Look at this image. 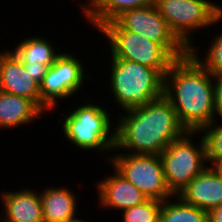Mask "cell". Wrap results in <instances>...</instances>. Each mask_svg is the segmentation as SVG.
<instances>
[{"mask_svg":"<svg viewBox=\"0 0 222 222\" xmlns=\"http://www.w3.org/2000/svg\"><path fill=\"white\" fill-rule=\"evenodd\" d=\"M99 30H129L161 44L176 60L186 57L189 49L172 32L154 4L124 11Z\"/></svg>","mask_w":222,"mask_h":222,"instance_id":"ba28073f","label":"cell"},{"mask_svg":"<svg viewBox=\"0 0 222 222\" xmlns=\"http://www.w3.org/2000/svg\"><path fill=\"white\" fill-rule=\"evenodd\" d=\"M199 132L205 142L208 166H211L217 159L222 158V124L213 122Z\"/></svg>","mask_w":222,"mask_h":222,"instance_id":"7402d4cb","label":"cell"},{"mask_svg":"<svg viewBox=\"0 0 222 222\" xmlns=\"http://www.w3.org/2000/svg\"><path fill=\"white\" fill-rule=\"evenodd\" d=\"M208 222H222V205L214 207L207 212Z\"/></svg>","mask_w":222,"mask_h":222,"instance_id":"d4e9b609","label":"cell"},{"mask_svg":"<svg viewBox=\"0 0 222 222\" xmlns=\"http://www.w3.org/2000/svg\"><path fill=\"white\" fill-rule=\"evenodd\" d=\"M196 136L198 141L195 140ZM160 157L166 184L174 196L208 166L205 142L199 131H186L180 138L173 140Z\"/></svg>","mask_w":222,"mask_h":222,"instance_id":"8992f818","label":"cell"},{"mask_svg":"<svg viewBox=\"0 0 222 222\" xmlns=\"http://www.w3.org/2000/svg\"><path fill=\"white\" fill-rule=\"evenodd\" d=\"M113 152L110 165L148 199L163 202L174 196L166 184L160 155Z\"/></svg>","mask_w":222,"mask_h":222,"instance_id":"30bf717a","label":"cell"},{"mask_svg":"<svg viewBox=\"0 0 222 222\" xmlns=\"http://www.w3.org/2000/svg\"><path fill=\"white\" fill-rule=\"evenodd\" d=\"M211 167L213 168V170L222 177V158L221 159H217L212 165Z\"/></svg>","mask_w":222,"mask_h":222,"instance_id":"484cf974","label":"cell"},{"mask_svg":"<svg viewBox=\"0 0 222 222\" xmlns=\"http://www.w3.org/2000/svg\"><path fill=\"white\" fill-rule=\"evenodd\" d=\"M81 17L97 31L106 23L114 21L124 11L154 4V0H87L79 1ZM82 3V4H81Z\"/></svg>","mask_w":222,"mask_h":222,"instance_id":"e0dca14e","label":"cell"},{"mask_svg":"<svg viewBox=\"0 0 222 222\" xmlns=\"http://www.w3.org/2000/svg\"><path fill=\"white\" fill-rule=\"evenodd\" d=\"M111 174L102 176L94 186L97 189L98 206L102 210L124 211L142 204L148 198L130 181L111 166Z\"/></svg>","mask_w":222,"mask_h":222,"instance_id":"8fae6325","label":"cell"},{"mask_svg":"<svg viewBox=\"0 0 222 222\" xmlns=\"http://www.w3.org/2000/svg\"><path fill=\"white\" fill-rule=\"evenodd\" d=\"M107 63L106 86L113 95L111 102L114 100L115 108L117 105L118 109L128 111L164 95V76L158 70L125 59H108Z\"/></svg>","mask_w":222,"mask_h":222,"instance_id":"277c9868","label":"cell"},{"mask_svg":"<svg viewBox=\"0 0 222 222\" xmlns=\"http://www.w3.org/2000/svg\"><path fill=\"white\" fill-rule=\"evenodd\" d=\"M26 71H29L30 76L40 85L43 77L47 74L50 66L45 64L35 65L31 63H23Z\"/></svg>","mask_w":222,"mask_h":222,"instance_id":"cb8c5ba5","label":"cell"},{"mask_svg":"<svg viewBox=\"0 0 222 222\" xmlns=\"http://www.w3.org/2000/svg\"><path fill=\"white\" fill-rule=\"evenodd\" d=\"M164 96L187 131L213 123L215 77L190 53L176 60L164 76Z\"/></svg>","mask_w":222,"mask_h":222,"instance_id":"7a4b0ae2","label":"cell"},{"mask_svg":"<svg viewBox=\"0 0 222 222\" xmlns=\"http://www.w3.org/2000/svg\"><path fill=\"white\" fill-rule=\"evenodd\" d=\"M31 188L0 192V222H44L40 192Z\"/></svg>","mask_w":222,"mask_h":222,"instance_id":"4fadbf2b","label":"cell"},{"mask_svg":"<svg viewBox=\"0 0 222 222\" xmlns=\"http://www.w3.org/2000/svg\"><path fill=\"white\" fill-rule=\"evenodd\" d=\"M219 29L220 34L217 33V30H212L215 33L210 39L211 42H208L210 44L209 47L207 45L205 47L204 56L201 54L203 52L199 51L200 47H197L198 43L189 51V53L214 77L222 75V29L220 27Z\"/></svg>","mask_w":222,"mask_h":222,"instance_id":"ffe728a7","label":"cell"},{"mask_svg":"<svg viewBox=\"0 0 222 222\" xmlns=\"http://www.w3.org/2000/svg\"><path fill=\"white\" fill-rule=\"evenodd\" d=\"M64 185L61 187L46 185L42 191L40 190L44 222H67L79 214L77 208L80 198L72 188Z\"/></svg>","mask_w":222,"mask_h":222,"instance_id":"9a60e30c","label":"cell"},{"mask_svg":"<svg viewBox=\"0 0 222 222\" xmlns=\"http://www.w3.org/2000/svg\"><path fill=\"white\" fill-rule=\"evenodd\" d=\"M43 115L45 113L32 100L0 90L1 130L30 126V123L45 117Z\"/></svg>","mask_w":222,"mask_h":222,"instance_id":"2e32d148","label":"cell"},{"mask_svg":"<svg viewBox=\"0 0 222 222\" xmlns=\"http://www.w3.org/2000/svg\"><path fill=\"white\" fill-rule=\"evenodd\" d=\"M162 201L147 199L142 204L125 209L119 215L123 222H159Z\"/></svg>","mask_w":222,"mask_h":222,"instance_id":"44dd1931","label":"cell"},{"mask_svg":"<svg viewBox=\"0 0 222 222\" xmlns=\"http://www.w3.org/2000/svg\"><path fill=\"white\" fill-rule=\"evenodd\" d=\"M177 196L206 212L222 205V177L207 166Z\"/></svg>","mask_w":222,"mask_h":222,"instance_id":"5bb4252c","label":"cell"},{"mask_svg":"<svg viewBox=\"0 0 222 222\" xmlns=\"http://www.w3.org/2000/svg\"><path fill=\"white\" fill-rule=\"evenodd\" d=\"M10 50L0 51V90L32 100L41 109L40 85Z\"/></svg>","mask_w":222,"mask_h":222,"instance_id":"7c38bea8","label":"cell"},{"mask_svg":"<svg viewBox=\"0 0 222 222\" xmlns=\"http://www.w3.org/2000/svg\"><path fill=\"white\" fill-rule=\"evenodd\" d=\"M76 55L63 50L43 77L40 84V96L41 110L45 114L49 115L51 113L52 115L55 113L54 109L58 108L59 102L63 103V100H68L69 102L71 98L74 99L73 96L80 95L82 90L84 92L85 81H93L90 79L93 75L90 76V72L87 71V68L85 69V63L82 62V58ZM79 92L80 94H78Z\"/></svg>","mask_w":222,"mask_h":222,"instance_id":"52a82bcc","label":"cell"},{"mask_svg":"<svg viewBox=\"0 0 222 222\" xmlns=\"http://www.w3.org/2000/svg\"><path fill=\"white\" fill-rule=\"evenodd\" d=\"M82 99H84L82 104H74L76 105L74 108H68L70 110L67 115L62 113L64 117L58 119L62 131L59 132L62 134L64 132L63 138L71 143L70 146L73 145L82 151H94L97 154L99 152L109 161L111 152L113 153L115 149L114 115L110 114L109 106L107 108L104 107L105 104L94 103L90 96L88 98L83 96Z\"/></svg>","mask_w":222,"mask_h":222,"instance_id":"3957f363","label":"cell"},{"mask_svg":"<svg viewBox=\"0 0 222 222\" xmlns=\"http://www.w3.org/2000/svg\"><path fill=\"white\" fill-rule=\"evenodd\" d=\"M154 5L172 32L189 50L196 44L193 41L196 32L204 30V33L218 26L217 23H222V5L215 1L154 0Z\"/></svg>","mask_w":222,"mask_h":222,"instance_id":"5b68a950","label":"cell"},{"mask_svg":"<svg viewBox=\"0 0 222 222\" xmlns=\"http://www.w3.org/2000/svg\"><path fill=\"white\" fill-rule=\"evenodd\" d=\"M31 36V37H30ZM23 37L20 42H16L15 46L11 51L20 59L22 63H31L35 65L45 64L52 66L56 59L60 56L63 51L57 52L52 41L46 39L45 35L39 36L30 35ZM37 36V37H36Z\"/></svg>","mask_w":222,"mask_h":222,"instance_id":"ac0fdd59","label":"cell"},{"mask_svg":"<svg viewBox=\"0 0 222 222\" xmlns=\"http://www.w3.org/2000/svg\"><path fill=\"white\" fill-rule=\"evenodd\" d=\"M159 222H208V220L206 211L185 203L179 196H173L162 202Z\"/></svg>","mask_w":222,"mask_h":222,"instance_id":"d6986e66","label":"cell"},{"mask_svg":"<svg viewBox=\"0 0 222 222\" xmlns=\"http://www.w3.org/2000/svg\"><path fill=\"white\" fill-rule=\"evenodd\" d=\"M213 122H220L222 124V75L215 77V102Z\"/></svg>","mask_w":222,"mask_h":222,"instance_id":"603a6c76","label":"cell"},{"mask_svg":"<svg viewBox=\"0 0 222 222\" xmlns=\"http://www.w3.org/2000/svg\"><path fill=\"white\" fill-rule=\"evenodd\" d=\"M97 32L108 44L106 50L110 52V59L137 62L158 70L163 76L176 61L161 44L136 32L129 30H98Z\"/></svg>","mask_w":222,"mask_h":222,"instance_id":"9c48e42d","label":"cell"},{"mask_svg":"<svg viewBox=\"0 0 222 222\" xmlns=\"http://www.w3.org/2000/svg\"><path fill=\"white\" fill-rule=\"evenodd\" d=\"M123 112L115 118L114 150L118 153L160 155L187 131L164 95L146 106Z\"/></svg>","mask_w":222,"mask_h":222,"instance_id":"6da1fadb","label":"cell"},{"mask_svg":"<svg viewBox=\"0 0 222 222\" xmlns=\"http://www.w3.org/2000/svg\"><path fill=\"white\" fill-rule=\"evenodd\" d=\"M83 217H79V215H77L75 218L73 219H70L69 221L67 222H90L89 220L86 219H82Z\"/></svg>","mask_w":222,"mask_h":222,"instance_id":"4316f807","label":"cell"}]
</instances>
